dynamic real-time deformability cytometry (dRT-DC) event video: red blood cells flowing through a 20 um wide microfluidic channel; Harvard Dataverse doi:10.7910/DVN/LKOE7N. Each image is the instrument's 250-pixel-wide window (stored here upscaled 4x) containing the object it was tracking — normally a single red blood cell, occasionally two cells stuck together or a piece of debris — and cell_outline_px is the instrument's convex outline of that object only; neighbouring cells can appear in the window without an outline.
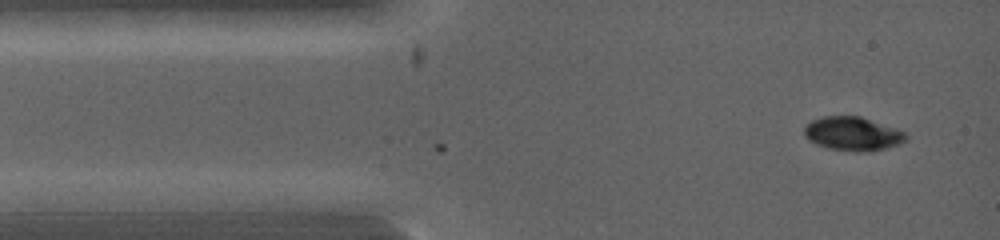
{"species": "common noctule bat (a hibernating species)", "species_latin": "Nyctalus noctula", "temperature_condition": "warm", "stored_images_in_passage": 3, "camera_frame_rate_fps": 5000, "um_per_image_px": 0.085, "animal": {"sex": "female", "body_mass_g": 19.0, "forearm_length_mm": 53.3}, "frame": {"image": 1, "passage_image": 3, "time_ms": 0.6, "image_size_px": [1000, 240], "cell_outline_px": [[908, 140], [884, 148], [868, 152], [856, 152], [828, 148], [816, 144], [808, 140], [804, 136], [804, 128], [812, 120], [824, 116], [860, 116], [896, 128], [904, 132], [908, 136]], "centroid_in_image_um": [72.47, 11.37], "position_along_channel_um": 12.5, "area_um2": 20.0}}